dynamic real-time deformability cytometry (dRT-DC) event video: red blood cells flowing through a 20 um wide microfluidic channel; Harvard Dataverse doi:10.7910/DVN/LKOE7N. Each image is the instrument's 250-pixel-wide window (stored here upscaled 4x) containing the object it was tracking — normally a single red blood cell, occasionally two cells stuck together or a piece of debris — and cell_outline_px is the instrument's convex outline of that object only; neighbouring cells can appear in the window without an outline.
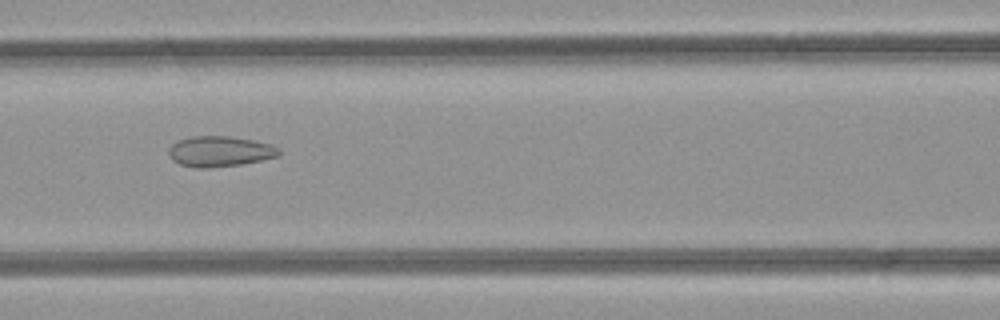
{"species": "common noctule bat (a hibernating species)", "species_latin": "Nyctalus noctula", "temperature_condition": "room temperature", "stored_images_in_passage": 43, "camera_frame_rate_fps": 3000, "um_per_image_px": 0.085, "animal": {"sex": "female", "body_mass_g": 21.9}, "frame": {"image": 1, "passage_image": 22, "time_ms": 7.0, "image_size_px": [1000, 320], "cell_outline_px": [[280, 156], [240, 164], [208, 168], [196, 168], [180, 164], [172, 160], [168, 156], [168, 148], [172, 144], [180, 140], [192, 136], [228, 136], [252, 140], [272, 144], [280, 148]], "centroid_in_image_um": [18.68, 12.87], "position_along_channel_um": 147.9, "area_um2": 19.65}}
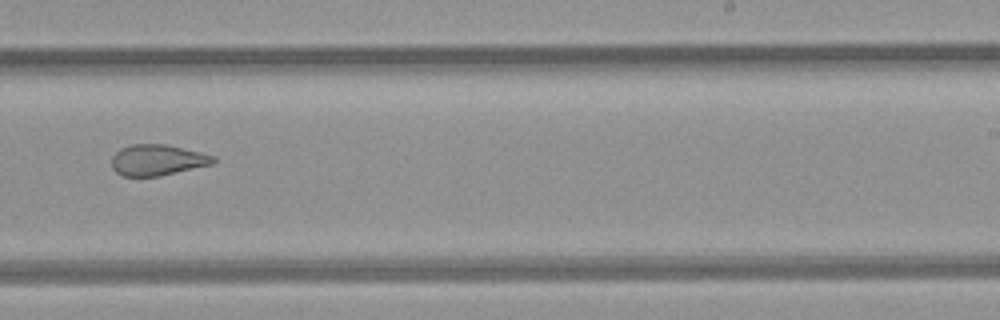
{"frame": {"image": 2, "passage_image": 31, "time_ms": 10.0, "image_size_px": [1000, 320], "cell_outline_px": [[216, 160], [212, 164], [160, 176], [124, 176], [116, 172], [112, 168], [112, 156], [120, 148], [132, 144], [168, 144], [216, 156]], "centroid_in_image_um": [13.38, 13.59], "position_along_channel_um": 275.6, "area_um2": 18.38}}
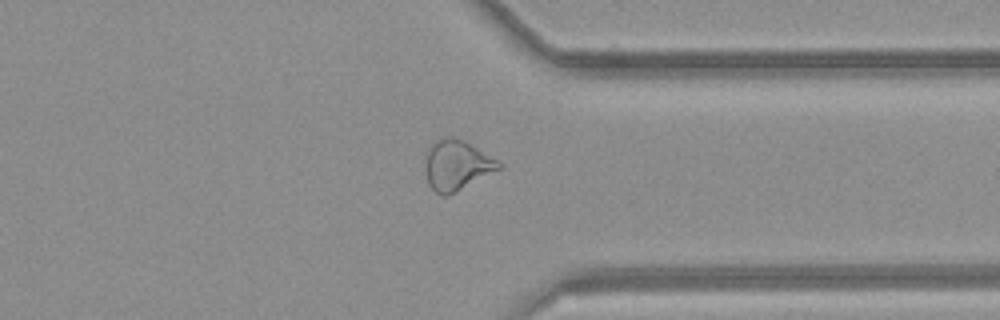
{"frame": {"image": 3, "passage_image": 38, "time_ms": 12.333, "image_size_px": [1000, 320], "cell_outline_px": [[504, 168], [448, 196], [440, 196], [428, 184], [424, 164], [428, 148], [436, 140], [444, 136], [448, 136], [464, 140], [504, 164]], "centroid_in_image_um": [38.84, 14.05], "position_along_channel_um": 372.6, "area_um2": 21.85}, "authors_computed_cell_mechanics": {"area_um2": 21.8484, "velocity_mm_per_s": 4.2742, "shape_relaxation_time_tau1_ms": null, "shape_relaxation_time_tau2_ms": 1.687, "deformation_change_tau1": null, "deformation_change_tau2": 0.0882}}